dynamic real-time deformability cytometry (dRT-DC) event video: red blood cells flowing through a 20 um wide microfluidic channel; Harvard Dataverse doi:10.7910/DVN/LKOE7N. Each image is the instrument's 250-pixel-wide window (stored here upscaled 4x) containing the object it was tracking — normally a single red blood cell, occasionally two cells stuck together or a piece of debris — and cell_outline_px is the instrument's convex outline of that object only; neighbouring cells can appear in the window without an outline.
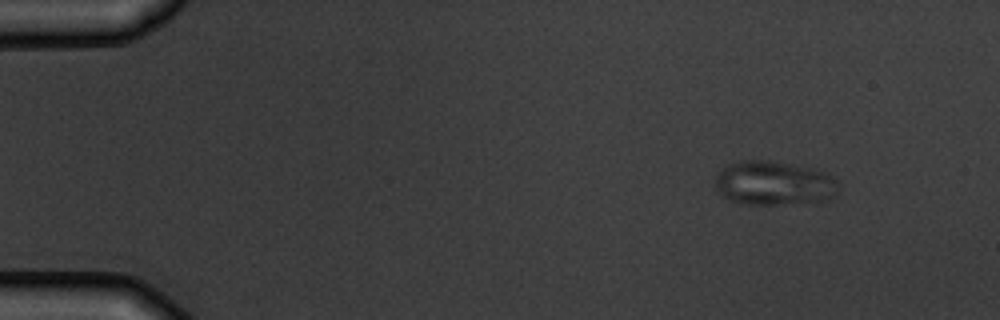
{"species": "common noctule bat (a hibernating species)", "species_latin": "Nyctalus noctula", "temperature_condition": "warm", "stored_images_in_passage": 3, "camera_frame_rate_fps": 3000, "um_per_image_px": 0.085, "animal": {"sex": "male", "body_mass_g": 19.5, "forearm_length_mm": 54.6}, "frame": {"image": 1, "passage_image": 1, "time_ms": 0.0, "image_size_px": [1000, 320], "cell_outline_px": [[836, 196], [820, 204], [744, 204], [728, 200], [720, 196], [716, 188], [716, 176], [728, 164], [740, 160], [768, 160], [828, 172], [836, 180]], "centroid_in_image_um": [65.81, 15.61], "position_along_channel_um": 19.2, "area_um2": 32.19}}